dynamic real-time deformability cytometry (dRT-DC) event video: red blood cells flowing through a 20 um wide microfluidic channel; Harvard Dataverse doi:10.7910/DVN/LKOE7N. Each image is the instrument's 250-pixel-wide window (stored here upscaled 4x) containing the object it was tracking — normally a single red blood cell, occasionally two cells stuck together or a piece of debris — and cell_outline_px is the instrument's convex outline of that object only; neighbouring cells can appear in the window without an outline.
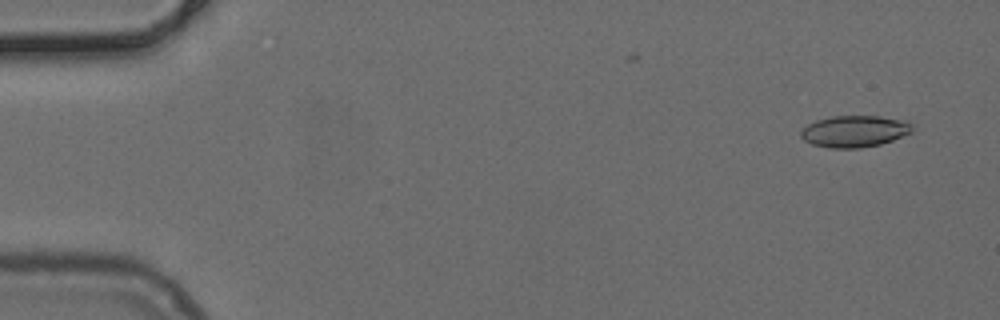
{"species": "common noctule bat (a hibernating species)", "species_latin": "Nyctalus noctula", "temperature_condition": "cold", "stored_images_in_passage": 50, "camera_frame_rate_fps": 3000, "um_per_image_px": 0.085, "animal": {"sex": "female", "body_mass_g": 24.6, "forearm_length_mm": 56.2}, "frame": {"image": 1, "passage_image": 2, "time_ms": 0.333, "image_size_px": [1000, 320], "cell_outline_px": [[912, 132], [892, 140], [880, 144], [860, 148], [828, 148], [812, 144], [804, 140], [800, 136], [800, 132], [808, 124], [816, 120], [832, 116], [880, 116], [904, 120], [912, 124]], "centroid_in_image_um": [72.62, 11.16], "position_along_channel_um": 12.4, "area_um2": 20.52}}
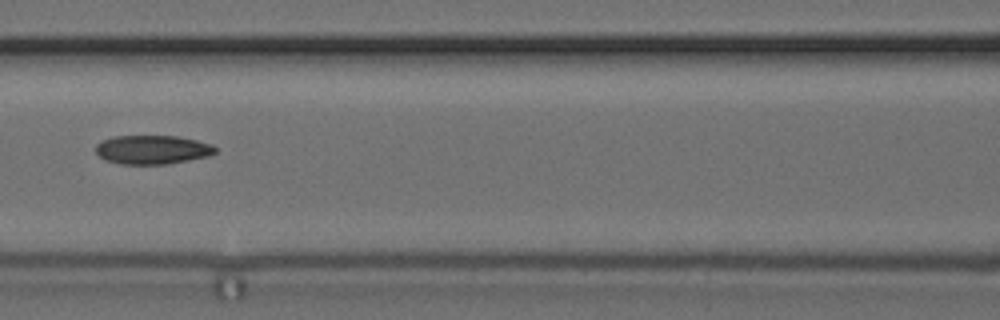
{"frame": {"image": 2, "passage_image": 22, "time_ms": 7.0, "image_size_px": [1000, 320], "cell_outline_px": [[216, 152], [208, 156], [168, 164], [120, 164], [104, 160], [96, 152], [96, 144], [100, 140], [112, 136], [176, 136], [196, 140], [212, 144], [216, 148]], "centroid_in_image_um": [12.92, 12.72], "position_along_channel_um": 153.7, "area_um2": 20.23}}
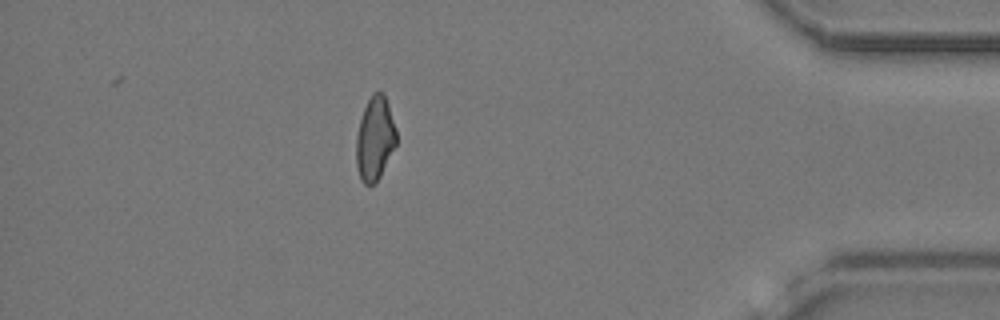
{"frame": {"image": 3, "passage_image": 44, "time_ms": 14.333, "image_size_px": [1000, 320], "cell_outline_px": [[396, 144], [380, 176], [372, 184], [364, 184], [360, 180], [356, 168], [356, 136], [360, 120], [364, 108], [372, 92], [384, 92], [388, 104], [396, 132]], "centroid_in_image_um": [31.84, 11.78], "position_along_channel_um": 403.4, "area_um2": 19.42}}